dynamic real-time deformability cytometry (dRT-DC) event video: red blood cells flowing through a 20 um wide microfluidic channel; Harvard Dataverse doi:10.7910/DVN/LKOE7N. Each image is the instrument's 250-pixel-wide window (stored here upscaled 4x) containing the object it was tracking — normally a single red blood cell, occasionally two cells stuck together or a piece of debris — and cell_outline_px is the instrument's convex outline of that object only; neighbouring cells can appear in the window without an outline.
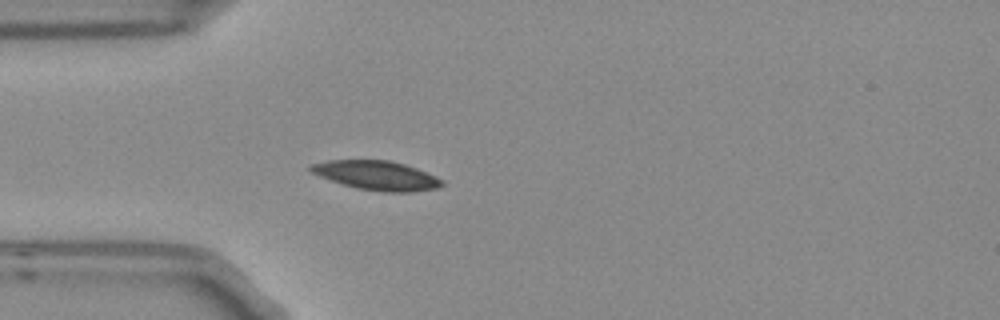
{"species": "Egyptian fruit bat (a non-hibernating species)", "species_latin": "Rousettus aegyptiacus", "temperature_condition": "room temperature", "stored_images_in_passage": 5, "camera_frame_rate_fps": 3000, "um_per_image_px": 0.085, "frame": {"image": 1, "passage_image": 5, "time_ms": 1.333, "image_size_px": [1000, 320], "cell_outline_px": [[444, 184], [436, 188], [412, 192], [380, 192], [356, 188], [320, 176], [312, 172], [308, 168], [312, 164], [328, 160], [388, 160], [404, 164], [416, 168], [444, 180]], "centroid_in_image_um": [32.04, 14.91], "position_along_channel_um": 53.0, "area_um2": 22.14}}